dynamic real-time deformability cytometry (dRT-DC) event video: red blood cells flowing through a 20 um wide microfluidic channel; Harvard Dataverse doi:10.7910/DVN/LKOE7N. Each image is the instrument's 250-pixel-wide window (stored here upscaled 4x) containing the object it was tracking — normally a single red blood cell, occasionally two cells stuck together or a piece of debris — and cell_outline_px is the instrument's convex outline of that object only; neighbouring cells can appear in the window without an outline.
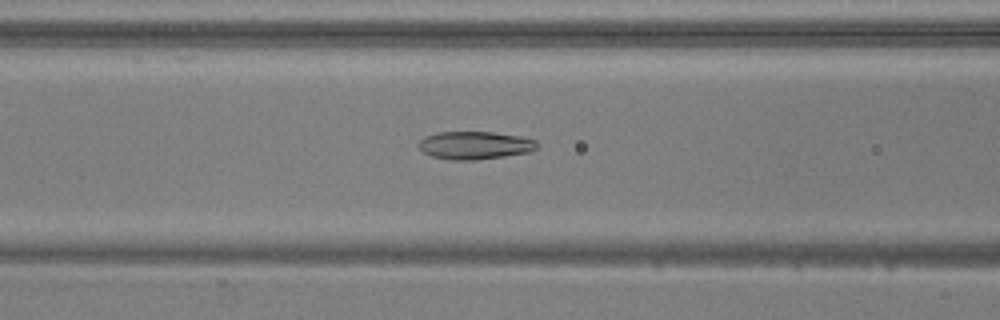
{"species": "common noctule bat (a hibernating species)", "species_latin": "Nyctalus noctula", "temperature_condition": "warm", "stored_images_in_passage": 53, "camera_frame_rate_fps": 3000, "um_per_image_px": 0.085, "animal": {"sex": "male", "body_mass_g": 20.5, "forearm_length_mm": 52.5}, "frame": {"image": 1, "passage_image": 22, "time_ms": 7.0, "image_size_px": [1000, 320], "cell_outline_px": [[540, 144], [536, 148], [528, 152], [504, 156], [476, 160], [452, 160], [432, 156], [424, 152], [416, 144], [424, 136], [440, 132], [492, 132], [520, 136], [536, 140]], "centroid_in_image_um": [40.36, 12.35], "position_along_channel_um": 126.2, "area_um2": 19.25}}
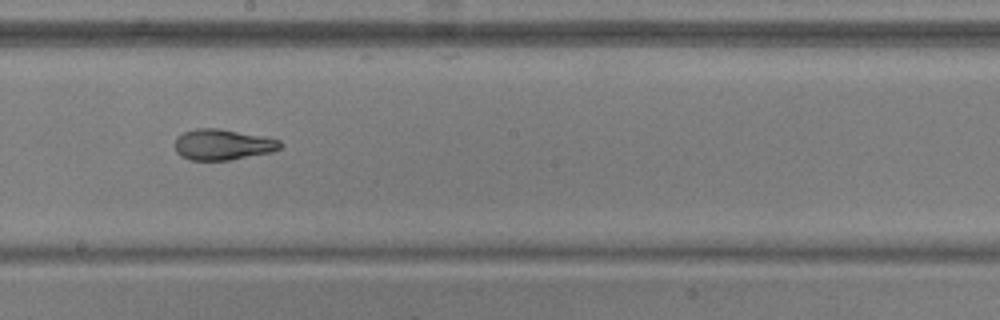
{"frame": {"image": 2, "passage_image": 30, "time_ms": 9.667, "image_size_px": [1000, 320], "cell_outline_px": [[284, 144], [280, 148], [272, 152], [228, 160], [192, 160], [180, 156], [176, 152], [176, 136], [184, 132], [196, 128], [220, 128], [280, 140]], "centroid_in_image_um": [18.92, 12.29], "position_along_channel_um": 229.3, "area_um2": 18.84}}
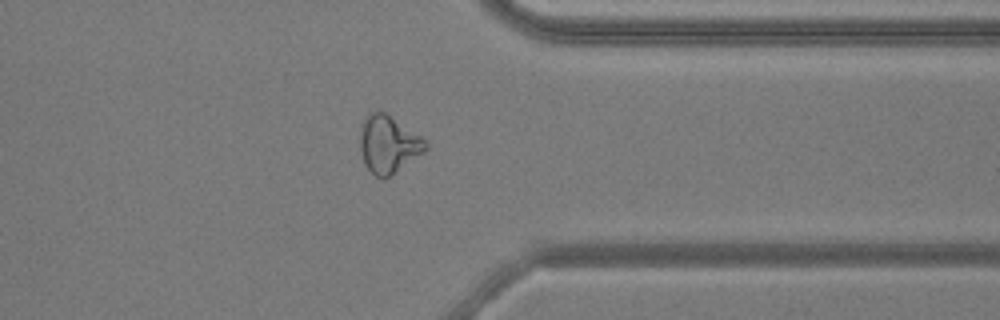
{"frame": {"image": 3, "passage_image": 42, "time_ms": 13.667, "image_size_px": [1000, 320], "cell_outline_px": [[428, 148], [424, 152], [392, 176], [376, 176], [364, 164], [360, 152], [360, 124], [364, 116], [368, 112], [384, 112], [420, 136], [428, 144]], "centroid_in_image_um": [32.98, 12.26], "position_along_channel_um": 378.4, "area_um2": 21.85}, "authors_computed_cell_mechanics": {"area_um2": 21.7906, "velocity_mm_per_s": 3.861, "shape_relaxation_time_tau1_ms": 6.4819, "shape_relaxation_time_tau2_ms": 1.8166, "deformation_change_tau1": 0.2015, "deformation_change_tau2": 0.0909}}